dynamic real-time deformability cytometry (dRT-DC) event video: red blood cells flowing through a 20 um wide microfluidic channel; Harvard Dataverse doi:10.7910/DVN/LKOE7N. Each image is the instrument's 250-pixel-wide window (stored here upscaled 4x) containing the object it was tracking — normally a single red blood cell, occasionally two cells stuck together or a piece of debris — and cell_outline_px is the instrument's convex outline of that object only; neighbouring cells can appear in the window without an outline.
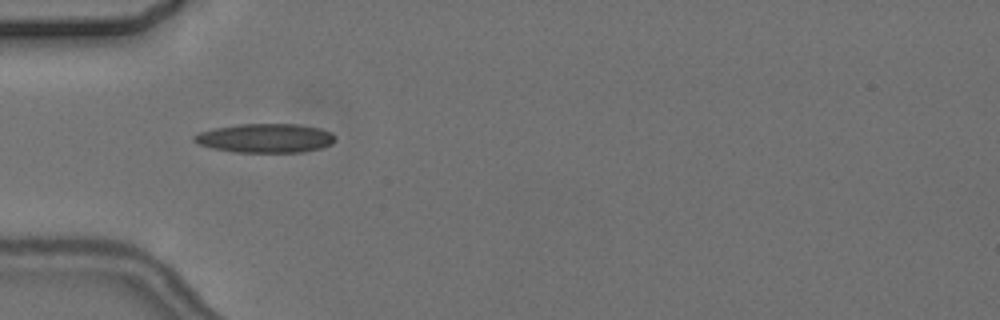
{"species": "common noctule bat (a hibernating species)", "species_latin": "Nyctalus noctula", "temperature_condition": "cold", "stored_images_in_passage": 4, "camera_frame_rate_fps": 3000, "um_per_image_px": 0.085, "animal": {"sex": "female", "body_mass_g": 24.6, "forearm_length_mm": 56.2}, "frame": {"image": 1, "passage_image": 3, "time_ms": 2.333, "image_size_px": [1000, 320], "cell_outline_px": [[336, 140], [332, 144], [320, 148], [300, 152], [232, 152], [212, 148], [196, 144], [192, 140], [192, 136], [200, 132], [216, 128], [240, 124], [296, 124], [320, 128], [332, 132], [336, 136]], "centroid_in_image_um": [22.55, 11.74], "position_along_channel_um": 62.4, "area_um2": 23.99}}
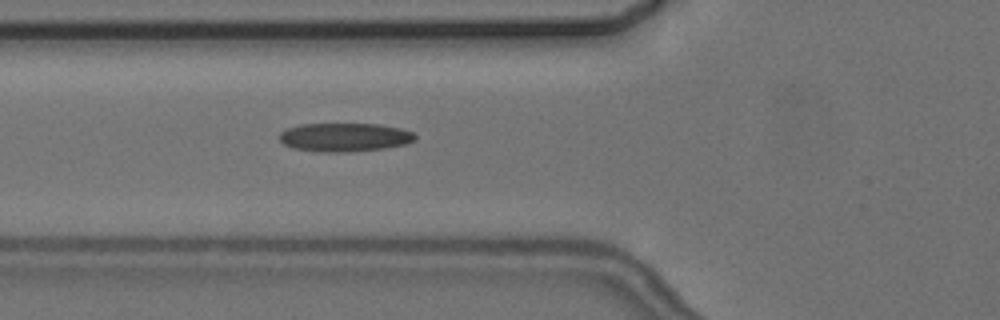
{"frame": {"image": 2, "passage_image": 4, "time_ms": 3.333, "image_size_px": [1000, 320], "cell_outline_px": [[416, 140], [404, 144], [384, 148], [348, 152], [320, 152], [292, 148], [284, 144], [280, 140], [280, 132], [288, 128], [300, 124], [376, 124], [400, 128], [412, 132], [416, 136]], "centroid_in_image_um": [29.27, 11.67], "position_along_channel_um": 96.5, "area_um2": 22.54}}